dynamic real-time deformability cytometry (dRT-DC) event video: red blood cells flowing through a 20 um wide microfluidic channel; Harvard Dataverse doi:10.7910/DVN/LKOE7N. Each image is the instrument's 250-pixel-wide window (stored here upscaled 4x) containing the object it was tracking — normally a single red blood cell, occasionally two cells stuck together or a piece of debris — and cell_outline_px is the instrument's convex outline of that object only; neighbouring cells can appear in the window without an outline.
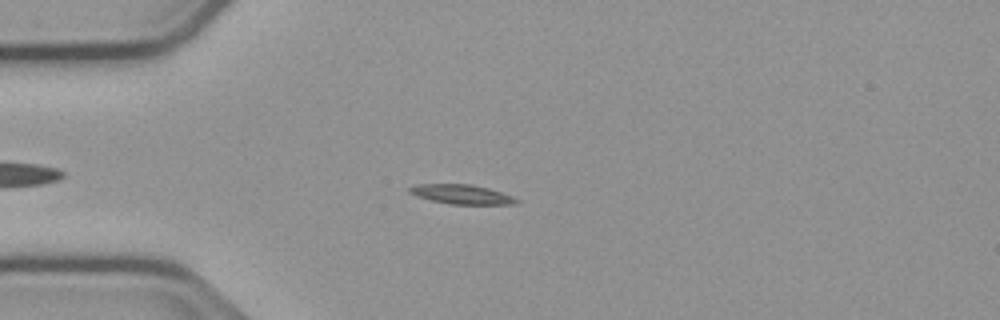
{"species": "common noctule bat (a hibernating species)", "species_latin": "Nyctalus noctula", "temperature_condition": "cold", "stored_images_in_passage": 50, "camera_frame_rate_fps": 3000, "um_per_image_px": 0.085, "animal": {"sex": "male", "body_mass_g": 23.1, "forearm_length_mm": 52.7}, "frame": {"image": 1, "passage_image": 10, "time_ms": 3.0, "image_size_px": [1000, 320], "cell_outline_px": [[520, 200], [516, 204], [448, 204], [416, 196], [408, 192], [408, 188], [416, 184], [472, 184], [488, 188], [512, 196]], "centroid_in_image_um": [39.22, 16.51], "position_along_channel_um": 45.8, "area_um2": 12.08}}
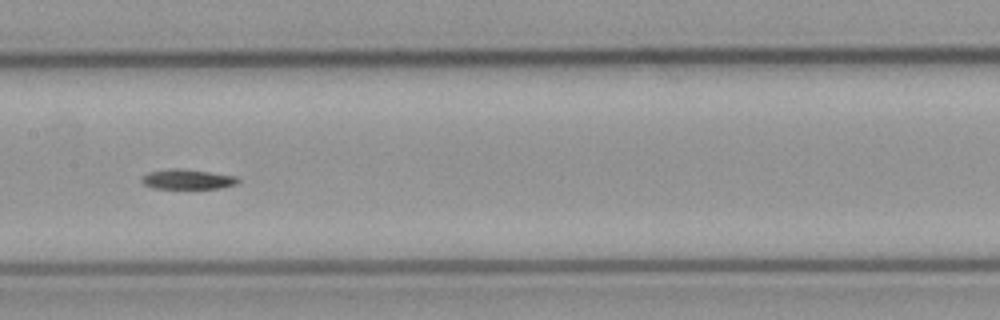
{"frame": {"image": 2, "passage_image": 23, "time_ms": 7.333, "image_size_px": [1000, 320], "cell_outline_px": [[240, 180], [236, 184], [220, 188], [152, 188], [144, 184], [140, 180], [148, 172], [172, 168], [176, 168], [208, 172], [236, 176]], "centroid_in_image_um": [15.93, 15.24], "position_along_channel_um": 191.5, "area_um2": 10.98}}
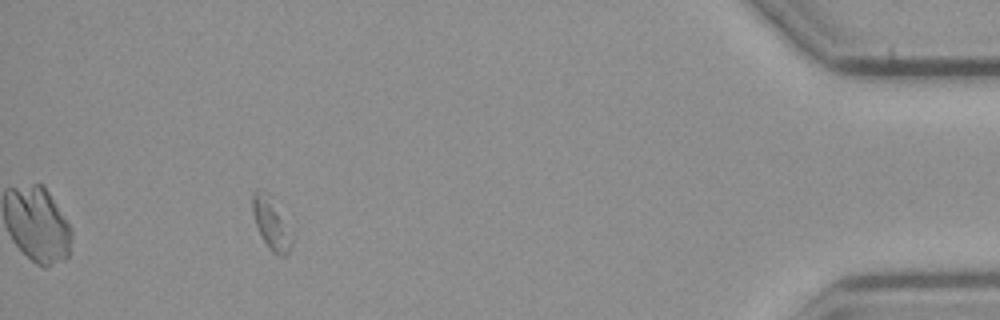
{"frame": {"image": 3, "passage_image": 46, "time_ms": 15.0, "image_size_px": [1000, 320], "cell_outline_px": [[292, 248], [284, 256], [280, 256], [272, 252], [268, 248], [256, 224], [252, 212], [252, 192], [256, 188], [260, 188], [268, 192], [292, 240]], "centroid_in_image_um": [22.98, 18.97], "position_along_channel_um": 412.2, "area_um2": 11.27}, "authors_computed_cell_mechanics": {"area_um2": 11.6756, "velocity_mm_per_s": 3.7398, "shape_relaxation_time_tau1_ms": 9.6085, "shape_relaxation_time_tau2_ms": null, "deformation_change_tau1": 0.1575, "deformation_change_tau2": null}}